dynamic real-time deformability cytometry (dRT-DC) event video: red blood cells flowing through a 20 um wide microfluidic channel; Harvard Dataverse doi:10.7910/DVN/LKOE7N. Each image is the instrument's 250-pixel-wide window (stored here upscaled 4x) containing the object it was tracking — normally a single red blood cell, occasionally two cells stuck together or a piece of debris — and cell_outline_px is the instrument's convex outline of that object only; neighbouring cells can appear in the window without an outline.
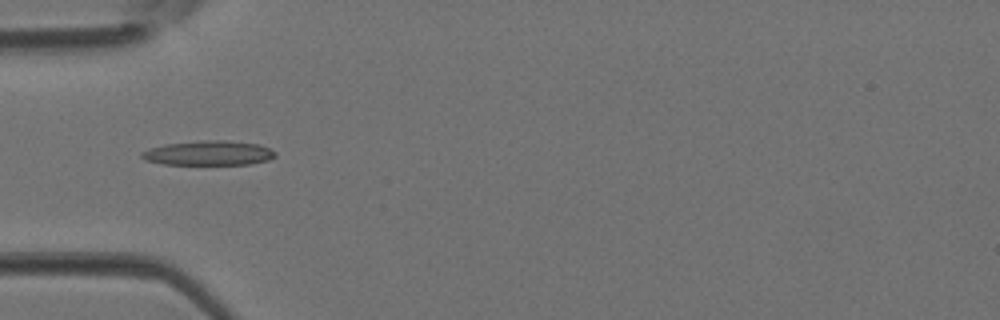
{"species": "Egyptian fruit bat (a non-hibernating species)", "species_latin": "Rousettus aegyptiacus", "temperature_condition": "room temperature", "stored_images_in_passage": 5, "camera_frame_rate_fps": 3000, "um_per_image_px": 0.085, "animal": {"sex": "female"}, "frame": {"image": 1, "passage_image": 4, "time_ms": 1.0, "image_size_px": [1000, 320], "cell_outline_px": [[276, 156], [268, 160], [248, 164], [164, 164], [144, 160], [140, 156], [140, 152], [164, 144], [208, 140], [224, 140], [260, 144], [276, 152]], "centroid_in_image_um": [17.73, 13.01], "position_along_channel_um": 67.3, "area_um2": 19.02}}
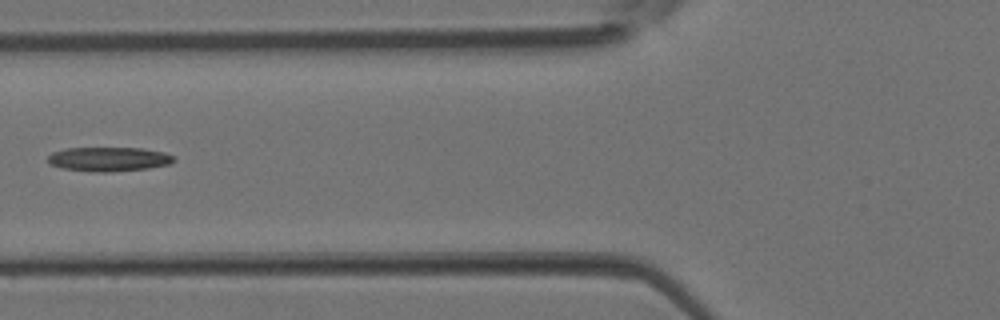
{"frame": {"image": 2, "passage_image": 5, "time_ms": 1.333, "image_size_px": [1000, 320], "cell_outline_px": [[176, 160], [168, 164], [148, 168], [112, 172], [92, 172], [60, 168], [48, 164], [48, 156], [52, 152], [64, 148], [144, 148], [164, 152], [176, 156]], "centroid_in_image_um": [9.23, 13.53], "position_along_channel_um": 116.6, "area_um2": 18.09}}